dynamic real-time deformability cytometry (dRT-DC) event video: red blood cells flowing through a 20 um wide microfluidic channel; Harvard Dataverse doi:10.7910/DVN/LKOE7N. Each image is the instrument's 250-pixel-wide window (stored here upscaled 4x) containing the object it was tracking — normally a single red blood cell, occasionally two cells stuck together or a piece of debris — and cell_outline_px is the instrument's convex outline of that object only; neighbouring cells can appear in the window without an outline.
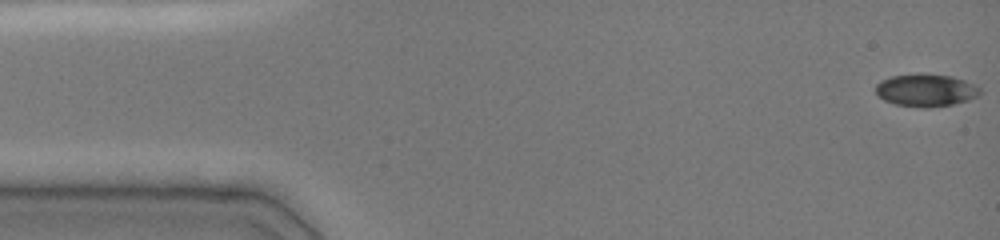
{"species": "common noctule bat (a hibernating species)", "species_latin": "Nyctalus noctula", "temperature_condition": "cold", "stored_images_in_passage": 45, "camera_frame_rate_fps": 3000, "um_per_image_px": 0.085, "animal": {"sex": "female", "body_mass_g": 19.0, "forearm_length_mm": 51.5}, "frame": {"image": 1, "passage_image": 1, "time_ms": 0.0, "image_size_px": [1000, 240], "cell_outline_px": [[980, 92], [976, 96], [968, 100], [952, 104], [896, 104], [884, 100], [876, 92], [876, 84], [880, 80], [892, 76], [952, 76], [964, 80], [980, 88]], "centroid_in_image_um": [78.69, 7.65], "position_along_channel_um": 6.3, "area_um2": 18.09}}
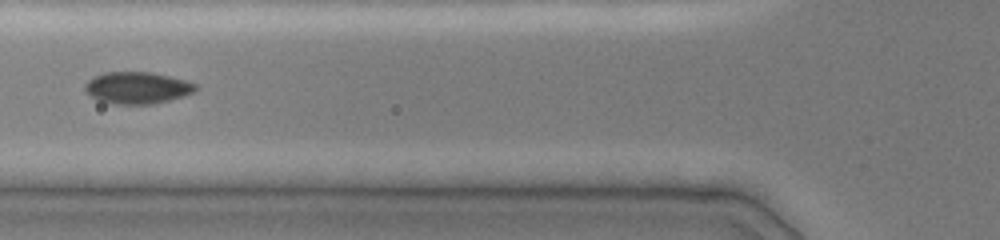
{"frame": {"image": 2, "passage_image": 16, "time_ms": 5.667, "image_size_px": [1000, 240], "cell_outline_px": [[200, 88], [184, 96], [152, 104], [112, 104], [100, 100], [92, 96], [84, 88], [84, 84], [88, 80], [104, 72], [152, 72], [184, 80], [196, 84]], "centroid_in_image_um": [11.68, 7.46], "position_along_channel_um": 114.1, "area_um2": 20.35}}
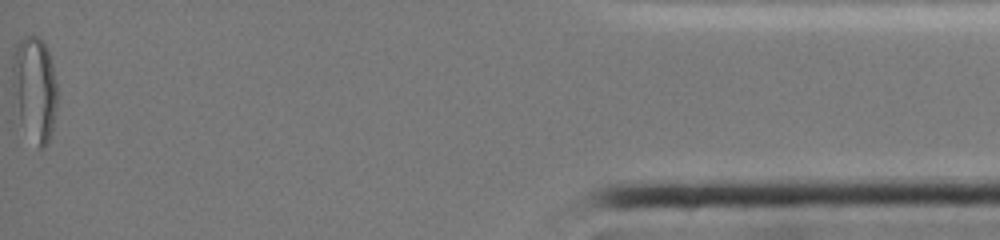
{"frame": {"image": 3, "passage_image": 45, "time_ms": 15.667, "image_size_px": [1000, 240], "cell_outline_px": [[56, 108], [52, 128], [48, 140], [44, 148], [40, 148], [20, 120], [12, 88], [12, 56], [16, 44], [24, 36], [36, 36], [44, 40], [48, 48], [56, 80]], "centroid_in_image_um": [2.93, 7.43], "position_along_channel_um": 432.3, "area_um2": 27.05}}